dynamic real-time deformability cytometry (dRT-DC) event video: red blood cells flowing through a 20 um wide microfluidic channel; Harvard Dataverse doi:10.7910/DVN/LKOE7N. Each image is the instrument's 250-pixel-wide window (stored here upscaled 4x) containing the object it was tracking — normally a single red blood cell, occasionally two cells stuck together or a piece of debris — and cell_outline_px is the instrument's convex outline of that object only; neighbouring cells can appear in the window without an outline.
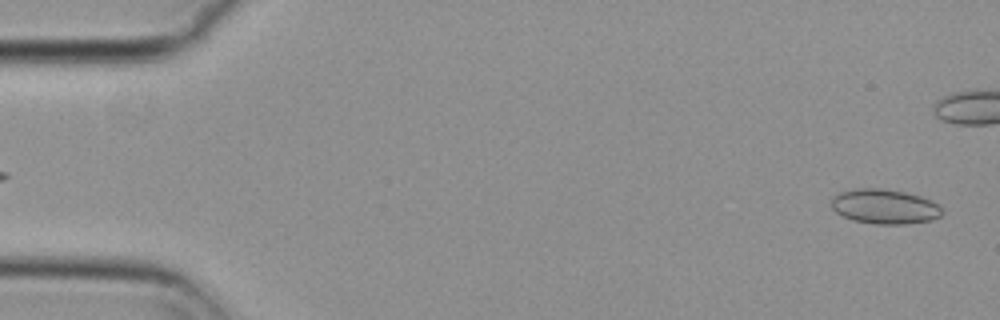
{"species": "common noctule bat (a hibernating species)", "species_latin": "Nyctalus noctula", "temperature_condition": "cold", "stored_images_in_passage": 44, "camera_frame_rate_fps": 3000, "um_per_image_px": 0.085, "animal": {"sex": "female", "body_mass_g": 29.2, "forearm_length_mm": 56.3}, "frame": {"image": 1, "passage_image": 2, "time_ms": 0.333, "image_size_px": [1000, 320], "cell_outline_px": [[940, 216], [932, 220], [904, 224], [876, 224], [852, 220], [836, 212], [832, 208], [832, 200], [840, 192], [856, 188], [880, 188], [904, 192], [920, 196], [936, 204], [940, 208]], "centroid_in_image_um": [75.16, 17.56], "position_along_channel_um": 9.8, "area_um2": 22.02}}
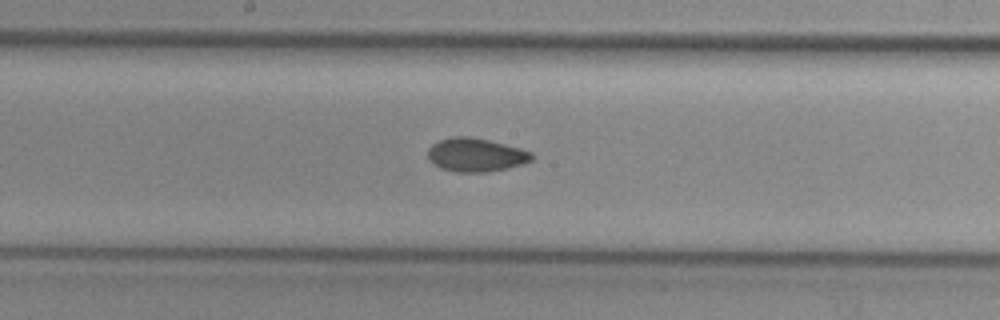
{"frame": {"image": 2, "passage_image": 29, "time_ms": 9.333, "image_size_px": [1000, 320], "cell_outline_px": [[532, 160], [524, 164], [508, 168], [484, 172], [456, 172], [440, 168], [428, 156], [428, 148], [432, 144], [440, 140], [452, 136], [468, 136], [488, 140], [520, 148], [532, 152]], "centroid_in_image_um": [40.46, 13.16], "position_along_channel_um": 207.7, "area_um2": 20.17}}
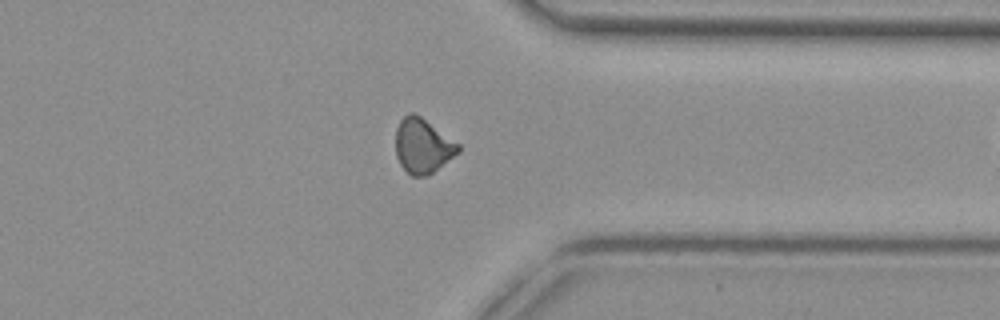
{"frame": {"image": 3, "passage_image": 43, "time_ms": 14.0, "image_size_px": [1000, 320], "cell_outline_px": [[460, 152], [428, 176], [412, 176], [400, 164], [396, 156], [396, 128], [400, 120], [404, 116], [412, 112], [420, 116], [460, 144]], "centroid_in_image_um": [35.94, 12.41], "position_along_channel_um": 375.5, "area_um2": 19.88}}